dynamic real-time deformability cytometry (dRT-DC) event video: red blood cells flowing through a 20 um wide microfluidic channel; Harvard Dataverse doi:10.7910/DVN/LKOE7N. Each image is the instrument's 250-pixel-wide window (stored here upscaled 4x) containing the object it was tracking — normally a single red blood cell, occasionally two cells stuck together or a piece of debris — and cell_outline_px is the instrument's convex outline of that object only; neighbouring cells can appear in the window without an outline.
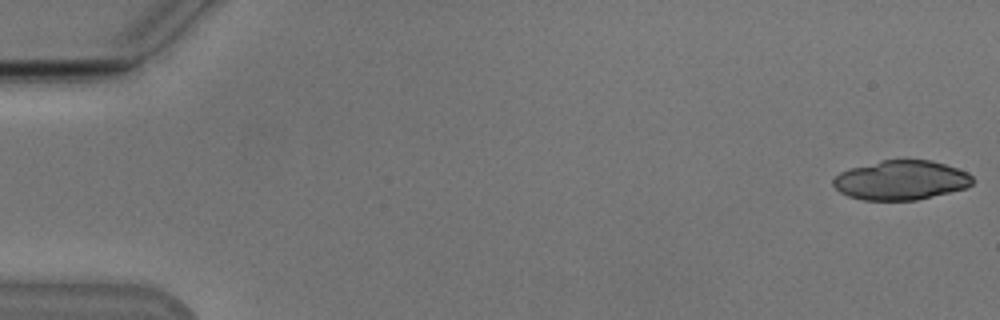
{"species": "Egyptian fruit bat (a non-hibernating species)", "species_latin": "Rousettus aegyptiacus", "temperature_condition": "cold", "stored_images_in_passage": 6, "camera_frame_rate_fps": 3000, "um_per_image_px": 0.085, "animal": {"sex": "male"}, "frame": {"image": 1, "passage_image": 1, "time_ms": 0.0, "image_size_px": [1000, 320], "cell_outline_px": [[972, 184], [968, 188], [916, 200], [864, 200], [848, 196], [840, 192], [832, 184], [832, 180], [840, 172], [848, 168], [880, 160], [932, 160], [968, 172], [972, 176]], "centroid_in_image_um": [76.57, 15.31], "position_along_channel_um": 8.4, "area_um2": 32.14}}